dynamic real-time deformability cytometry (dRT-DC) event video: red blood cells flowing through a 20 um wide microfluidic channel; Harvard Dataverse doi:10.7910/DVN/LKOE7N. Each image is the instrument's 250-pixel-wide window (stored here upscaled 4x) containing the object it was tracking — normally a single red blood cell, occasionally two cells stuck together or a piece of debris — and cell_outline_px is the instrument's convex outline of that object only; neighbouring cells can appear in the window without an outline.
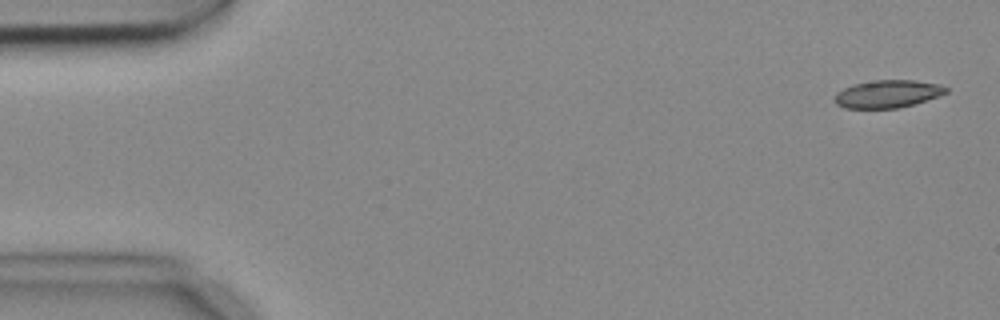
{"species": "common noctule bat (a hibernating species)", "species_latin": "Nyctalus noctula", "temperature_condition": "cold", "stored_images_in_passage": 6, "camera_frame_rate_fps": 3000, "um_per_image_px": 0.085, "animal": {"sex": "female", "body_mass_g": 18.4}, "frame": {"image": 1, "passage_image": 1, "time_ms": 0.0, "image_size_px": [1000, 320], "cell_outline_px": [[948, 92], [912, 104], [896, 108], [844, 108], [836, 104], [836, 92], [844, 88], [856, 84], [876, 80], [916, 80], [940, 84], [948, 88]], "centroid_in_image_um": [75.45, 7.97], "position_along_channel_um": 9.5, "area_um2": 17.63}}
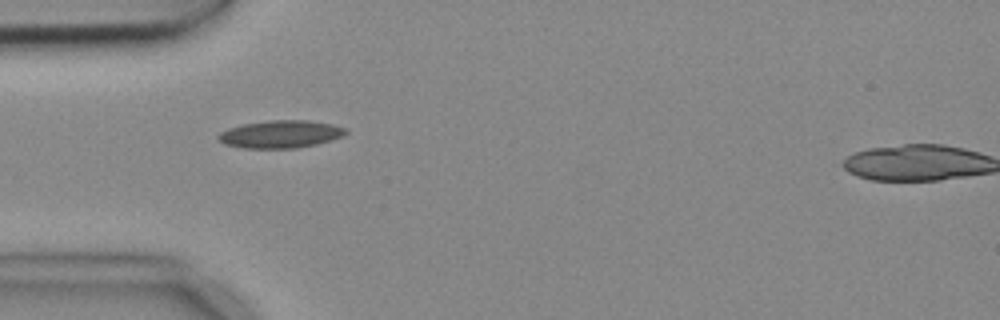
{"frame": {"image": 2, "passage_image": 5, "time_ms": 1.333, "image_size_px": [1000, 320], "cell_outline_px": [[348, 132], [344, 136], [316, 144], [296, 148], [244, 148], [224, 144], [216, 136], [220, 132], [228, 128], [244, 124], [268, 120], [308, 120], [332, 124], [344, 128]], "centroid_in_image_um": [23.84, 11.4], "position_along_channel_um": 61.2, "area_um2": 20.46}}